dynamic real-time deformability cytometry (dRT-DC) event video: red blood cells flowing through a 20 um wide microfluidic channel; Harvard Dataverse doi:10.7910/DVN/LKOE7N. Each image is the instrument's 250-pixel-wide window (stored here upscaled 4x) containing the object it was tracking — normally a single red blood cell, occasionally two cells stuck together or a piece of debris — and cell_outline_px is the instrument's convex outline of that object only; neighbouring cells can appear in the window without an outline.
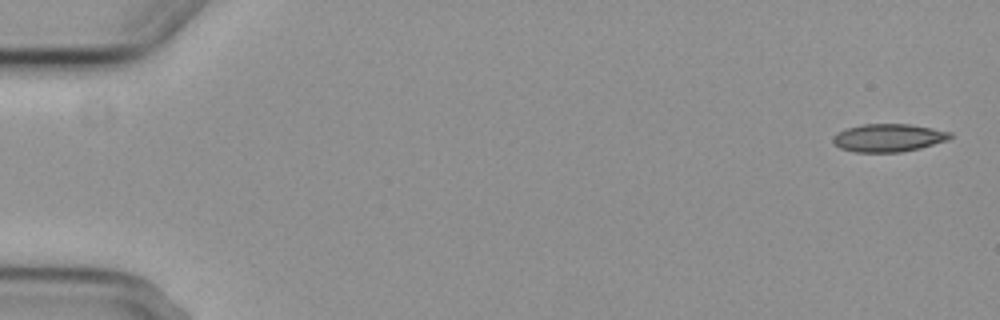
{"species": "common noctule bat (a hibernating species)", "species_latin": "Nyctalus noctula", "temperature_condition": "cold", "stored_images_in_passage": 7, "camera_frame_rate_fps": 3000, "um_per_image_px": 0.085, "animal": {"sex": "female", "body_mass_g": 29.2, "forearm_length_mm": 56.3}, "frame": {"image": 1, "passage_image": 1, "time_ms": 0.0, "image_size_px": [1000, 320], "cell_outline_px": [[952, 136], [948, 140], [920, 148], [900, 152], [856, 152], [840, 148], [832, 144], [832, 136], [848, 128], [864, 124], [908, 124], [932, 128], [952, 132]], "centroid_in_image_um": [75.52, 11.72], "position_along_channel_um": 9.5, "area_um2": 19.02}}
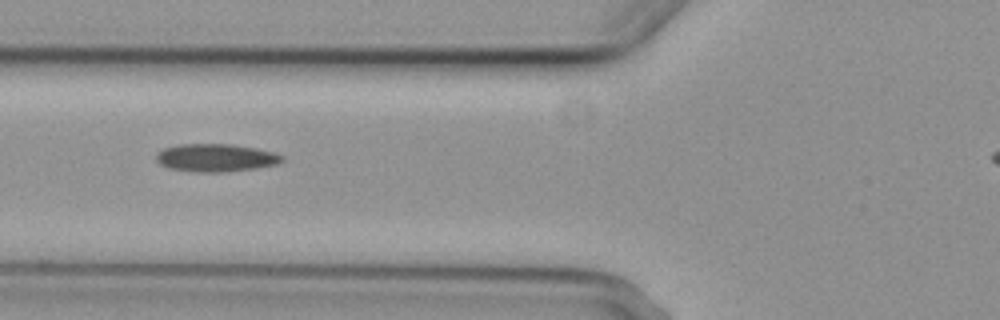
{"frame": {"image": 2, "passage_image": 6, "time_ms": 6.667, "image_size_px": [1000, 320], "cell_outline_px": [[284, 160], [276, 164], [256, 168], [224, 172], [192, 172], [168, 168], [160, 164], [156, 160], [156, 152], [164, 148], [180, 144], [232, 144], [256, 148], [276, 152], [284, 156]], "centroid_in_image_um": [18.34, 13.41], "position_along_channel_um": 107.5, "area_um2": 20.63}}
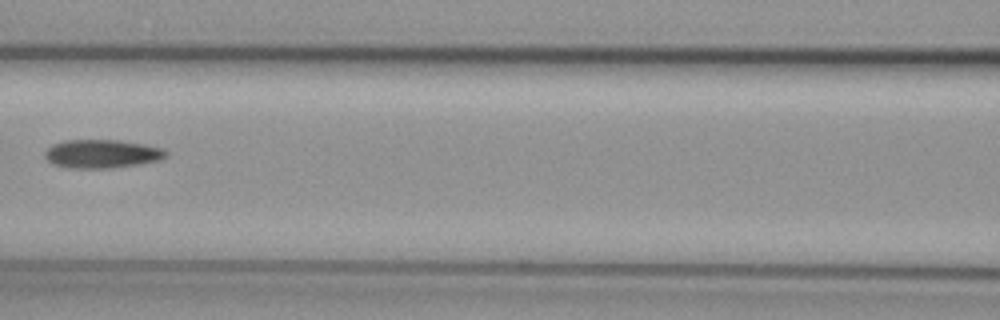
{"frame": {"image": 3, "passage_image": 7, "time_ms": 8.0, "image_size_px": [1000, 320], "cell_outline_px": [[168, 156], [160, 160], [112, 168], [68, 168], [52, 164], [44, 156], [44, 152], [52, 144], [64, 140], [120, 140], [144, 144], [164, 148], [168, 152]], "centroid_in_image_um": [8.66, 13.07], "position_along_channel_um": 157.9, "area_um2": 20.29}}